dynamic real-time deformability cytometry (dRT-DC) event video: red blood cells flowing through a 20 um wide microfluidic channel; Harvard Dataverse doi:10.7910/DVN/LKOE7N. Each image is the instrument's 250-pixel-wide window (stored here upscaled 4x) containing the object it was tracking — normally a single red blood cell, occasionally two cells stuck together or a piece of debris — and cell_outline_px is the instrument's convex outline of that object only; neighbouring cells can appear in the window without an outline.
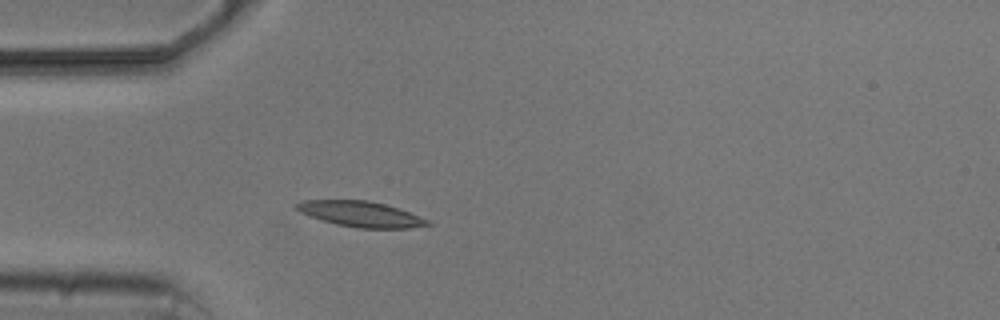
{"species": "common noctule bat (a hibernating species)", "species_latin": "Nyctalus noctula", "temperature_condition": "cold", "stored_images_in_passage": 3, "camera_frame_rate_fps": 3000, "um_per_image_px": 0.085, "animal": {"sex": "male", "body_mass_g": 20.5, "forearm_length_mm": 52.5}, "frame": {"image": 1, "passage_image": 3, "time_ms": 3.0, "image_size_px": [1000, 320], "cell_outline_px": [[432, 224], [408, 228], [356, 228], [336, 224], [308, 216], [292, 208], [292, 204], [300, 200], [368, 200], [384, 204], [408, 212], [428, 220]], "centroid_in_image_um": [30.54, 18.18], "position_along_channel_um": 54.5, "area_um2": 19.54}}